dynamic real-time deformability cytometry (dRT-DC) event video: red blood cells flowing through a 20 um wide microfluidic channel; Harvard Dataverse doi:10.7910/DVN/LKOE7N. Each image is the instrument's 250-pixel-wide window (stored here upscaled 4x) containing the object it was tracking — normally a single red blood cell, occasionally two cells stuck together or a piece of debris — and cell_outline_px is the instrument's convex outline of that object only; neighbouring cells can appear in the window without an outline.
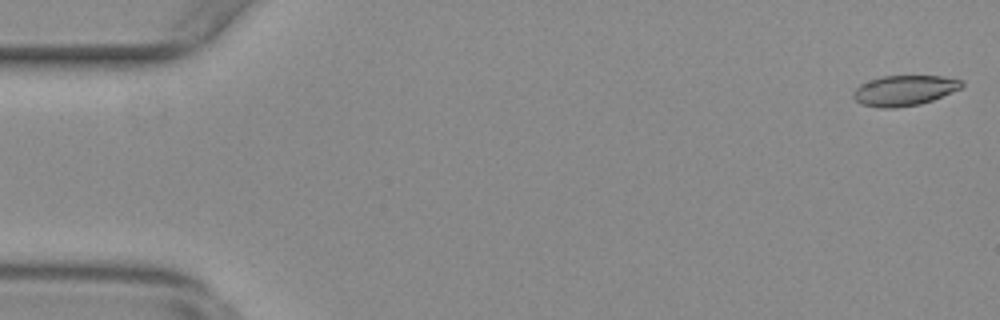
{"species": "common noctule bat (a hibernating species)", "species_latin": "Nyctalus noctula", "temperature_condition": "warm", "stored_images_in_passage": 42, "camera_frame_rate_fps": 3000, "um_per_image_px": 0.085, "animal": {"sex": "female", "body_mass_g": 29.2, "forearm_length_mm": 56.3}, "frame": {"image": 1, "passage_image": 1, "time_ms": 0.0, "image_size_px": [1000, 320], "cell_outline_px": [[964, 84], [960, 88], [932, 100], [920, 104], [896, 108], [880, 108], [860, 104], [852, 96], [852, 92], [860, 84], [884, 76], [940, 76], [964, 80]], "centroid_in_image_um": [76.85, 7.7], "position_along_channel_um": 8.2, "area_um2": 19.07}}
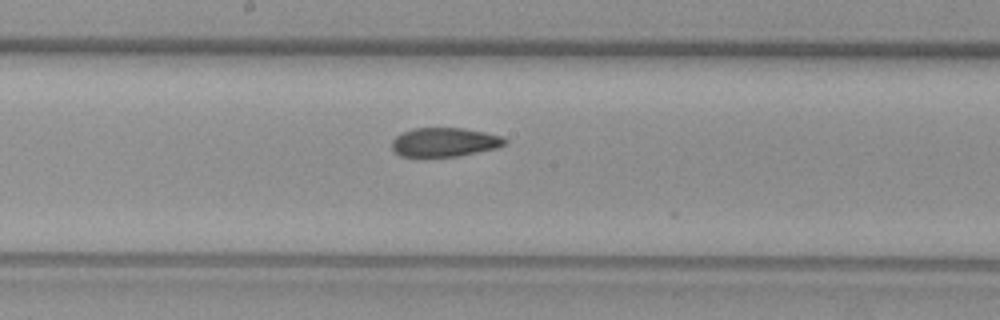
{"frame": {"image": 2, "passage_image": 29, "time_ms": 9.333, "image_size_px": [1000, 320], "cell_outline_px": [[508, 144], [496, 148], [460, 156], [400, 156], [392, 148], [392, 140], [400, 132], [412, 128], [464, 128], [484, 132], [500, 136], [508, 140]], "centroid_in_image_um": [37.79, 12.07], "position_along_channel_um": 210.4, "area_um2": 19.13}}
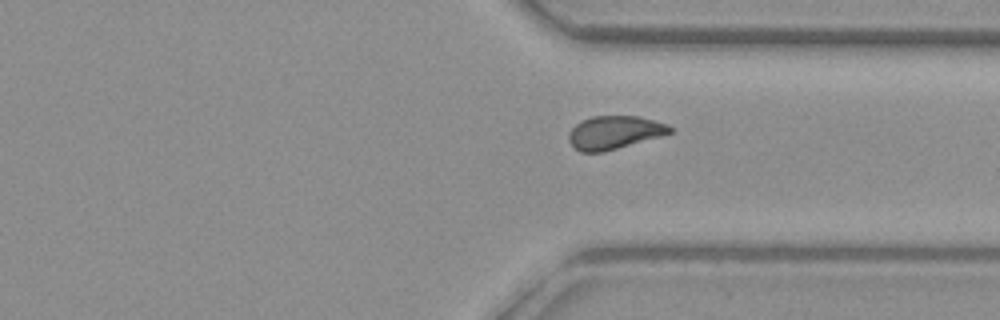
{"frame": {"image": 3, "passage_image": 41, "time_ms": 13.333, "image_size_px": [1000, 320], "cell_outline_px": [[672, 132], [660, 136], [604, 152], [580, 152], [568, 140], [568, 136], [572, 128], [580, 120], [592, 116], [640, 116], [668, 124], [672, 128]], "centroid_in_image_um": [52.21, 11.25], "position_along_channel_um": 359.2, "area_um2": 19.54}}